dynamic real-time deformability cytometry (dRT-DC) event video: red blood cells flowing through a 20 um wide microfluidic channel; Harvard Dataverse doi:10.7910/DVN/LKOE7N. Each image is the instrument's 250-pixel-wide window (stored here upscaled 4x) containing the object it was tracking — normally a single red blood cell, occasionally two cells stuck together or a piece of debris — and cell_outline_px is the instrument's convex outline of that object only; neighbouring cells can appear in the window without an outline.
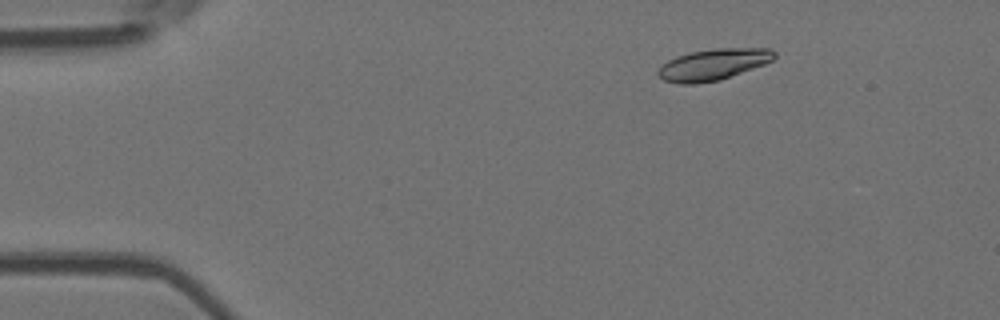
{"species": "Egyptian fruit bat (a non-hibernating species)", "species_latin": "Rousettus aegyptiacus", "temperature_condition": "room temperature", "stored_images_in_passage": 4, "camera_frame_rate_fps": 3000, "um_per_image_px": 0.085, "animal": {"sex": "female"}, "frame": {"image": 1, "passage_image": 2, "time_ms": 1.0, "image_size_px": [1000, 320], "cell_outline_px": [[776, 56], [772, 60], [764, 64], [720, 80], [696, 84], [680, 84], [664, 80], [656, 72], [668, 60], [676, 56], [692, 52], [716, 48], [772, 48], [776, 52]], "centroid_in_image_um": [60.64, 5.48], "position_along_channel_um": 24.4, "area_um2": 21.1}}
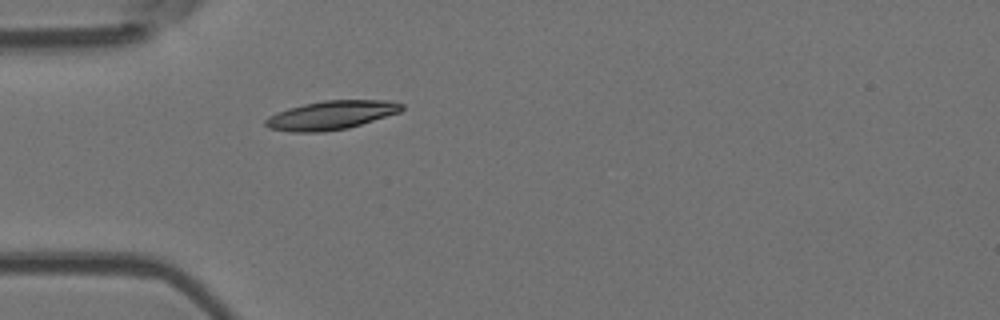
{"frame": {"image": 2, "passage_image": 4, "time_ms": 3.667, "image_size_px": [1000, 320], "cell_outline_px": [[404, 108], [400, 112], [348, 128], [324, 132], [292, 132], [268, 128], [264, 124], [264, 120], [268, 116], [288, 108], [304, 104], [324, 100], [388, 100], [404, 104]], "centroid_in_image_um": [28.14, 9.79], "position_along_channel_um": 56.9, "area_um2": 22.89}}